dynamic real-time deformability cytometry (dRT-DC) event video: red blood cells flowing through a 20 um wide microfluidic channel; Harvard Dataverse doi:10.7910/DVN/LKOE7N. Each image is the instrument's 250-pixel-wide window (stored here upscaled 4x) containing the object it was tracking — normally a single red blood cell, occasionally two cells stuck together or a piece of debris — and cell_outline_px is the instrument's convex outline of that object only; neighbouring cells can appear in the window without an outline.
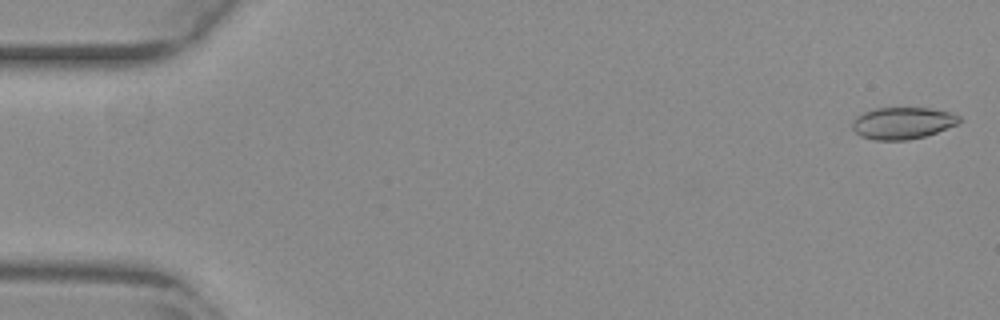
{"species": "common noctule bat (a hibernating species)", "species_latin": "Nyctalus noctula", "temperature_condition": "warm", "stored_images_in_passage": 13, "camera_frame_rate_fps": 3000, "um_per_image_px": 0.085, "animal": {"sex": "female", "body_mass_g": 29.2, "forearm_length_mm": 56.3}, "frame": {"image": 1, "passage_image": 2, "time_ms": 0.333, "image_size_px": [1000, 320], "cell_outline_px": [[960, 120], [956, 124], [936, 132], [924, 136], [908, 140], [872, 140], [860, 136], [852, 128], [852, 120], [856, 116], [864, 112], [876, 108], [928, 108], [948, 112], [960, 116]], "centroid_in_image_um": [76.66, 10.46], "position_along_channel_um": 8.3, "area_um2": 19.71}}